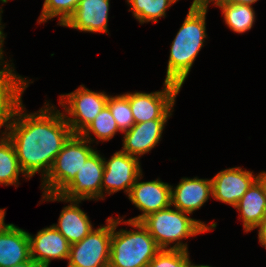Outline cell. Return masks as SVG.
Wrapping results in <instances>:
<instances>
[{
	"mask_svg": "<svg viewBox=\"0 0 266 267\" xmlns=\"http://www.w3.org/2000/svg\"><path fill=\"white\" fill-rule=\"evenodd\" d=\"M119 131L118 125L111 114L109 107L105 105L95 119L80 134L90 143L93 142L92 132L99 140L109 141Z\"/></svg>",
	"mask_w": 266,
	"mask_h": 267,
	"instance_id": "cell-23",
	"label": "cell"
},
{
	"mask_svg": "<svg viewBox=\"0 0 266 267\" xmlns=\"http://www.w3.org/2000/svg\"><path fill=\"white\" fill-rule=\"evenodd\" d=\"M181 87L164 80L161 91L124 94L128 99L135 124L154 119H168L172 115L175 98Z\"/></svg>",
	"mask_w": 266,
	"mask_h": 267,
	"instance_id": "cell-8",
	"label": "cell"
},
{
	"mask_svg": "<svg viewBox=\"0 0 266 267\" xmlns=\"http://www.w3.org/2000/svg\"><path fill=\"white\" fill-rule=\"evenodd\" d=\"M45 105L37 113L27 114L23 113L25 108L21 102L3 132L12 142L24 174L31 178L41 172L42 180L51 170L64 143L73 134L64 114L55 111L56 107L49 106V103Z\"/></svg>",
	"mask_w": 266,
	"mask_h": 267,
	"instance_id": "cell-1",
	"label": "cell"
},
{
	"mask_svg": "<svg viewBox=\"0 0 266 267\" xmlns=\"http://www.w3.org/2000/svg\"><path fill=\"white\" fill-rule=\"evenodd\" d=\"M189 253L179 249H161L147 267H190Z\"/></svg>",
	"mask_w": 266,
	"mask_h": 267,
	"instance_id": "cell-26",
	"label": "cell"
},
{
	"mask_svg": "<svg viewBox=\"0 0 266 267\" xmlns=\"http://www.w3.org/2000/svg\"><path fill=\"white\" fill-rule=\"evenodd\" d=\"M168 119H154L134 124L124 132L121 151L139 158L150 152L160 141Z\"/></svg>",
	"mask_w": 266,
	"mask_h": 267,
	"instance_id": "cell-16",
	"label": "cell"
},
{
	"mask_svg": "<svg viewBox=\"0 0 266 267\" xmlns=\"http://www.w3.org/2000/svg\"><path fill=\"white\" fill-rule=\"evenodd\" d=\"M108 95L94 92L81 85L75 91L60 96V105L64 108V118L73 134L82 131L95 119L107 103ZM73 117V118H72Z\"/></svg>",
	"mask_w": 266,
	"mask_h": 267,
	"instance_id": "cell-6",
	"label": "cell"
},
{
	"mask_svg": "<svg viewBox=\"0 0 266 267\" xmlns=\"http://www.w3.org/2000/svg\"><path fill=\"white\" fill-rule=\"evenodd\" d=\"M240 212L245 232L255 229L266 215V196L256 180L234 207Z\"/></svg>",
	"mask_w": 266,
	"mask_h": 267,
	"instance_id": "cell-19",
	"label": "cell"
},
{
	"mask_svg": "<svg viewBox=\"0 0 266 267\" xmlns=\"http://www.w3.org/2000/svg\"><path fill=\"white\" fill-rule=\"evenodd\" d=\"M225 24L236 33H244L253 27L255 12L245 4L226 3L221 7Z\"/></svg>",
	"mask_w": 266,
	"mask_h": 267,
	"instance_id": "cell-21",
	"label": "cell"
},
{
	"mask_svg": "<svg viewBox=\"0 0 266 267\" xmlns=\"http://www.w3.org/2000/svg\"><path fill=\"white\" fill-rule=\"evenodd\" d=\"M30 259L28 232L6 224L0 230V267H13Z\"/></svg>",
	"mask_w": 266,
	"mask_h": 267,
	"instance_id": "cell-18",
	"label": "cell"
},
{
	"mask_svg": "<svg viewBox=\"0 0 266 267\" xmlns=\"http://www.w3.org/2000/svg\"><path fill=\"white\" fill-rule=\"evenodd\" d=\"M106 105L118 125L119 132L124 133L135 124L129 99L124 94L114 97L109 95Z\"/></svg>",
	"mask_w": 266,
	"mask_h": 267,
	"instance_id": "cell-24",
	"label": "cell"
},
{
	"mask_svg": "<svg viewBox=\"0 0 266 267\" xmlns=\"http://www.w3.org/2000/svg\"><path fill=\"white\" fill-rule=\"evenodd\" d=\"M106 226L92 229L80 242L70 246L68 267H108L112 237V217Z\"/></svg>",
	"mask_w": 266,
	"mask_h": 267,
	"instance_id": "cell-7",
	"label": "cell"
},
{
	"mask_svg": "<svg viewBox=\"0 0 266 267\" xmlns=\"http://www.w3.org/2000/svg\"><path fill=\"white\" fill-rule=\"evenodd\" d=\"M257 181L260 183V185L263 188L264 194L266 196V172H261L257 175Z\"/></svg>",
	"mask_w": 266,
	"mask_h": 267,
	"instance_id": "cell-30",
	"label": "cell"
},
{
	"mask_svg": "<svg viewBox=\"0 0 266 267\" xmlns=\"http://www.w3.org/2000/svg\"><path fill=\"white\" fill-rule=\"evenodd\" d=\"M256 228H259L258 230L259 242L262 246L266 248V215Z\"/></svg>",
	"mask_w": 266,
	"mask_h": 267,
	"instance_id": "cell-29",
	"label": "cell"
},
{
	"mask_svg": "<svg viewBox=\"0 0 266 267\" xmlns=\"http://www.w3.org/2000/svg\"><path fill=\"white\" fill-rule=\"evenodd\" d=\"M210 195L212 196L211 179L182 178L175 189L171 186V205L192 214L203 206Z\"/></svg>",
	"mask_w": 266,
	"mask_h": 267,
	"instance_id": "cell-17",
	"label": "cell"
},
{
	"mask_svg": "<svg viewBox=\"0 0 266 267\" xmlns=\"http://www.w3.org/2000/svg\"><path fill=\"white\" fill-rule=\"evenodd\" d=\"M211 1L220 8L227 3L226 0H193L191 7L197 11L207 12L208 4Z\"/></svg>",
	"mask_w": 266,
	"mask_h": 267,
	"instance_id": "cell-27",
	"label": "cell"
},
{
	"mask_svg": "<svg viewBox=\"0 0 266 267\" xmlns=\"http://www.w3.org/2000/svg\"><path fill=\"white\" fill-rule=\"evenodd\" d=\"M207 12L197 11L191 6L188 14L171 43L165 81L182 87L197 54L204 46Z\"/></svg>",
	"mask_w": 266,
	"mask_h": 267,
	"instance_id": "cell-2",
	"label": "cell"
},
{
	"mask_svg": "<svg viewBox=\"0 0 266 267\" xmlns=\"http://www.w3.org/2000/svg\"><path fill=\"white\" fill-rule=\"evenodd\" d=\"M190 267H212L209 265H194L193 263L190 265Z\"/></svg>",
	"mask_w": 266,
	"mask_h": 267,
	"instance_id": "cell-34",
	"label": "cell"
},
{
	"mask_svg": "<svg viewBox=\"0 0 266 267\" xmlns=\"http://www.w3.org/2000/svg\"><path fill=\"white\" fill-rule=\"evenodd\" d=\"M124 224L137 230H119L117 226ZM161 250L154 238L141 222H133L120 218H112V237L110 242V260L108 267H147Z\"/></svg>",
	"mask_w": 266,
	"mask_h": 267,
	"instance_id": "cell-3",
	"label": "cell"
},
{
	"mask_svg": "<svg viewBox=\"0 0 266 267\" xmlns=\"http://www.w3.org/2000/svg\"><path fill=\"white\" fill-rule=\"evenodd\" d=\"M104 162L94 151L83 163L74 180L60 193L64 198L76 200L102 199Z\"/></svg>",
	"mask_w": 266,
	"mask_h": 267,
	"instance_id": "cell-10",
	"label": "cell"
},
{
	"mask_svg": "<svg viewBox=\"0 0 266 267\" xmlns=\"http://www.w3.org/2000/svg\"><path fill=\"white\" fill-rule=\"evenodd\" d=\"M0 137V184L5 186L18 185L19 174L22 173L28 178L21 170L14 146L10 139L1 133Z\"/></svg>",
	"mask_w": 266,
	"mask_h": 267,
	"instance_id": "cell-20",
	"label": "cell"
},
{
	"mask_svg": "<svg viewBox=\"0 0 266 267\" xmlns=\"http://www.w3.org/2000/svg\"><path fill=\"white\" fill-rule=\"evenodd\" d=\"M5 213H6L5 209L0 208V230L6 225L4 223Z\"/></svg>",
	"mask_w": 266,
	"mask_h": 267,
	"instance_id": "cell-33",
	"label": "cell"
},
{
	"mask_svg": "<svg viewBox=\"0 0 266 267\" xmlns=\"http://www.w3.org/2000/svg\"><path fill=\"white\" fill-rule=\"evenodd\" d=\"M139 175L128 194L129 200L142 211L141 215L129 219L140 222L147 215L171 206V185L159 179L147 182H138Z\"/></svg>",
	"mask_w": 266,
	"mask_h": 267,
	"instance_id": "cell-11",
	"label": "cell"
},
{
	"mask_svg": "<svg viewBox=\"0 0 266 267\" xmlns=\"http://www.w3.org/2000/svg\"><path fill=\"white\" fill-rule=\"evenodd\" d=\"M103 162L102 200H104V190L108 195L120 190H124L128 195L131 187L142 173L139 158L120 150L115 152L108 161L103 158Z\"/></svg>",
	"mask_w": 266,
	"mask_h": 267,
	"instance_id": "cell-9",
	"label": "cell"
},
{
	"mask_svg": "<svg viewBox=\"0 0 266 267\" xmlns=\"http://www.w3.org/2000/svg\"><path fill=\"white\" fill-rule=\"evenodd\" d=\"M170 207L153 212L140 221L161 249H169L168 245L173 243L175 245L170 249L188 251L187 243L180 240L210 231L217 225L212 223L207 226L203 221L187 216L190 214Z\"/></svg>",
	"mask_w": 266,
	"mask_h": 267,
	"instance_id": "cell-4",
	"label": "cell"
},
{
	"mask_svg": "<svg viewBox=\"0 0 266 267\" xmlns=\"http://www.w3.org/2000/svg\"><path fill=\"white\" fill-rule=\"evenodd\" d=\"M2 3H7L8 0H0Z\"/></svg>",
	"mask_w": 266,
	"mask_h": 267,
	"instance_id": "cell-35",
	"label": "cell"
},
{
	"mask_svg": "<svg viewBox=\"0 0 266 267\" xmlns=\"http://www.w3.org/2000/svg\"><path fill=\"white\" fill-rule=\"evenodd\" d=\"M81 0H45L38 23L60 16L59 25L62 26L74 13Z\"/></svg>",
	"mask_w": 266,
	"mask_h": 267,
	"instance_id": "cell-25",
	"label": "cell"
},
{
	"mask_svg": "<svg viewBox=\"0 0 266 267\" xmlns=\"http://www.w3.org/2000/svg\"><path fill=\"white\" fill-rule=\"evenodd\" d=\"M1 13H3L2 8L0 9V66H2L5 63V61L3 59L4 58L3 57V42H4V39H5V35L3 33V30H2V29H4V27L1 24V20H2ZM10 66H12V64L10 65V63L9 62L7 63V61H6L4 66H2L3 68L0 70V72L7 71L9 69H14L12 67L10 68Z\"/></svg>",
	"mask_w": 266,
	"mask_h": 267,
	"instance_id": "cell-28",
	"label": "cell"
},
{
	"mask_svg": "<svg viewBox=\"0 0 266 267\" xmlns=\"http://www.w3.org/2000/svg\"><path fill=\"white\" fill-rule=\"evenodd\" d=\"M258 0H226L227 3H233V4H245L250 5L254 4Z\"/></svg>",
	"mask_w": 266,
	"mask_h": 267,
	"instance_id": "cell-32",
	"label": "cell"
},
{
	"mask_svg": "<svg viewBox=\"0 0 266 267\" xmlns=\"http://www.w3.org/2000/svg\"><path fill=\"white\" fill-rule=\"evenodd\" d=\"M80 134H72L55 158L54 164L42 180L43 194H60L75 178L83 163L95 151Z\"/></svg>",
	"mask_w": 266,
	"mask_h": 267,
	"instance_id": "cell-5",
	"label": "cell"
},
{
	"mask_svg": "<svg viewBox=\"0 0 266 267\" xmlns=\"http://www.w3.org/2000/svg\"><path fill=\"white\" fill-rule=\"evenodd\" d=\"M13 267H41V266L37 264L32 258H30L28 261H25Z\"/></svg>",
	"mask_w": 266,
	"mask_h": 267,
	"instance_id": "cell-31",
	"label": "cell"
},
{
	"mask_svg": "<svg viewBox=\"0 0 266 267\" xmlns=\"http://www.w3.org/2000/svg\"><path fill=\"white\" fill-rule=\"evenodd\" d=\"M256 180L253 172L240 167L222 170L211 179L212 197L235 207Z\"/></svg>",
	"mask_w": 266,
	"mask_h": 267,
	"instance_id": "cell-13",
	"label": "cell"
},
{
	"mask_svg": "<svg viewBox=\"0 0 266 267\" xmlns=\"http://www.w3.org/2000/svg\"><path fill=\"white\" fill-rule=\"evenodd\" d=\"M179 0H127L133 16L139 23L157 22L158 18L166 16V10Z\"/></svg>",
	"mask_w": 266,
	"mask_h": 267,
	"instance_id": "cell-22",
	"label": "cell"
},
{
	"mask_svg": "<svg viewBox=\"0 0 266 267\" xmlns=\"http://www.w3.org/2000/svg\"><path fill=\"white\" fill-rule=\"evenodd\" d=\"M30 258L41 267H49L53 259H67L70 255L71 244L53 226L37 232L35 236L28 233Z\"/></svg>",
	"mask_w": 266,
	"mask_h": 267,
	"instance_id": "cell-12",
	"label": "cell"
},
{
	"mask_svg": "<svg viewBox=\"0 0 266 267\" xmlns=\"http://www.w3.org/2000/svg\"><path fill=\"white\" fill-rule=\"evenodd\" d=\"M110 0H81L74 13L62 25L81 32H108Z\"/></svg>",
	"mask_w": 266,
	"mask_h": 267,
	"instance_id": "cell-15",
	"label": "cell"
},
{
	"mask_svg": "<svg viewBox=\"0 0 266 267\" xmlns=\"http://www.w3.org/2000/svg\"><path fill=\"white\" fill-rule=\"evenodd\" d=\"M45 201L70 202L65 206L58 219V224H52L72 245L80 242L93 229L87 214L79 208L82 200L66 199L60 194L46 193L42 196Z\"/></svg>",
	"mask_w": 266,
	"mask_h": 267,
	"instance_id": "cell-14",
	"label": "cell"
}]
</instances>
